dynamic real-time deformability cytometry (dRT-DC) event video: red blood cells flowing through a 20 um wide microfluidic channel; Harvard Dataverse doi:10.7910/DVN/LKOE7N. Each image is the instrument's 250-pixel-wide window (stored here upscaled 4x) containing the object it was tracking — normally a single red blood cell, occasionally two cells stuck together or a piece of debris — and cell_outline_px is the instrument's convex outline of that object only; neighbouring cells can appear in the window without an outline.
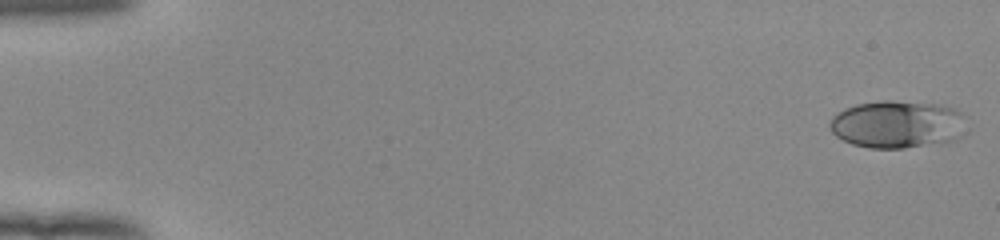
{"species": "human", "species_latin": "Homo sapiens", "temperature_condition": "room temperature", "stored_images_in_passage": 52, "camera_frame_rate_fps": 3000, "um_per_image_px": 0.085, "donor": {"sex": "female"}, "frame": {"image": 1, "passage_image": 1, "time_ms": 0.0, "image_size_px": [1000, 240], "cell_outline_px": [[968, 116], [960, 136], [956, 140], [904, 148], [868, 148], [852, 144], [836, 136], [832, 132], [828, 124], [832, 116], [844, 108], [856, 104], [880, 100], [892, 100], [940, 104], [956, 108]], "centroid_in_image_um": [76.29, 10.55], "position_along_channel_um": 8.7, "area_um2": 38.44}}
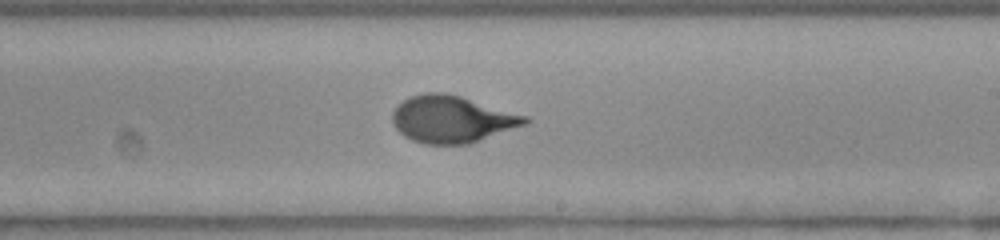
{"frame": {"image": 2, "passage_image": 32, "time_ms": 10.333, "image_size_px": [1000, 240], "cell_outline_px": [[532, 120], [528, 124], [468, 144], [424, 144], [412, 140], [404, 136], [392, 124], [392, 112], [404, 100], [412, 96], [424, 92], [444, 92], [460, 96], [528, 116]], "centroid_in_image_um": [38.43, 10.13], "position_along_channel_um": 250.6, "area_um2": 36.3}}
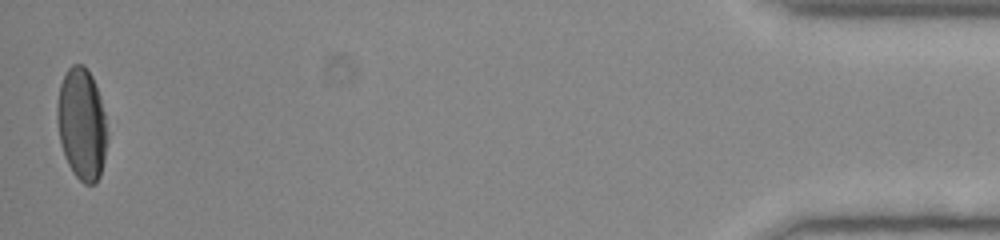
{"frame": {"image": 3, "passage_image": 52, "time_ms": 17.0, "image_size_px": [1000, 240], "cell_outline_px": [[108, 140], [104, 160], [100, 176], [96, 184], [84, 184], [72, 172], [64, 156], [60, 144], [56, 116], [56, 108], [60, 84], [68, 68], [72, 64], [84, 64], [92, 76], [100, 96], [104, 112], [108, 136]], "centroid_in_image_um": [6.95, 10.56], "position_along_channel_um": 428.2, "area_um2": 33.12}, "authors_computed_cell_mechanics": {"area_um2": 35.7782, "velocity_mm_per_s": 3.9468, "shape_relaxation_time_tau1_ms": 4.3023, "shape_relaxation_time_tau2_ms": null, "deformation_change_tau1": 0.1788, "deformation_change_tau2": null}}